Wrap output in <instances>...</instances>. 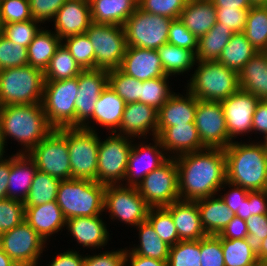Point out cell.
Here are the masks:
<instances>
[{
	"instance_id": "be15d7a7",
	"label": "cell",
	"mask_w": 267,
	"mask_h": 266,
	"mask_svg": "<svg viewBox=\"0 0 267 266\" xmlns=\"http://www.w3.org/2000/svg\"><path fill=\"white\" fill-rule=\"evenodd\" d=\"M247 235L248 229L245 220L234 216L217 236L227 239H245Z\"/></svg>"
},
{
	"instance_id": "83f0119b",
	"label": "cell",
	"mask_w": 267,
	"mask_h": 266,
	"mask_svg": "<svg viewBox=\"0 0 267 266\" xmlns=\"http://www.w3.org/2000/svg\"><path fill=\"white\" fill-rule=\"evenodd\" d=\"M25 221L47 242L50 236L66 227L61 208L56 201L25 207Z\"/></svg>"
},
{
	"instance_id": "ac0fdd59",
	"label": "cell",
	"mask_w": 267,
	"mask_h": 266,
	"mask_svg": "<svg viewBox=\"0 0 267 266\" xmlns=\"http://www.w3.org/2000/svg\"><path fill=\"white\" fill-rule=\"evenodd\" d=\"M154 143L133 144L128 157L127 172L124 178L125 185L137 187L144 177L161 166L169 157L167 156L160 139L152 137Z\"/></svg>"
},
{
	"instance_id": "b9f144b4",
	"label": "cell",
	"mask_w": 267,
	"mask_h": 266,
	"mask_svg": "<svg viewBox=\"0 0 267 266\" xmlns=\"http://www.w3.org/2000/svg\"><path fill=\"white\" fill-rule=\"evenodd\" d=\"M219 238L225 266H252L259 262L257 255L251 250L245 239Z\"/></svg>"
},
{
	"instance_id": "44dd1931",
	"label": "cell",
	"mask_w": 267,
	"mask_h": 266,
	"mask_svg": "<svg viewBox=\"0 0 267 266\" xmlns=\"http://www.w3.org/2000/svg\"><path fill=\"white\" fill-rule=\"evenodd\" d=\"M54 32L63 40L83 34L92 23L88 0H67L54 17Z\"/></svg>"
},
{
	"instance_id": "03108f58",
	"label": "cell",
	"mask_w": 267,
	"mask_h": 266,
	"mask_svg": "<svg viewBox=\"0 0 267 266\" xmlns=\"http://www.w3.org/2000/svg\"><path fill=\"white\" fill-rule=\"evenodd\" d=\"M77 252V250H67L63 253H58L52 258L48 266H84V255ZM83 255V256H82Z\"/></svg>"
},
{
	"instance_id": "d4e9b609",
	"label": "cell",
	"mask_w": 267,
	"mask_h": 266,
	"mask_svg": "<svg viewBox=\"0 0 267 266\" xmlns=\"http://www.w3.org/2000/svg\"><path fill=\"white\" fill-rule=\"evenodd\" d=\"M157 137L169 158L205 149L195 123L166 127Z\"/></svg>"
},
{
	"instance_id": "db71d44e",
	"label": "cell",
	"mask_w": 267,
	"mask_h": 266,
	"mask_svg": "<svg viewBox=\"0 0 267 266\" xmlns=\"http://www.w3.org/2000/svg\"><path fill=\"white\" fill-rule=\"evenodd\" d=\"M201 266H225L221 239L206 235L200 239Z\"/></svg>"
},
{
	"instance_id": "753ad0ef",
	"label": "cell",
	"mask_w": 267,
	"mask_h": 266,
	"mask_svg": "<svg viewBox=\"0 0 267 266\" xmlns=\"http://www.w3.org/2000/svg\"><path fill=\"white\" fill-rule=\"evenodd\" d=\"M5 146H7V145H5L4 137H3V134H2L1 128H0V159L6 158V157H4L5 156L4 153H6L5 152V148H6Z\"/></svg>"
},
{
	"instance_id": "f6af8a7d",
	"label": "cell",
	"mask_w": 267,
	"mask_h": 266,
	"mask_svg": "<svg viewBox=\"0 0 267 266\" xmlns=\"http://www.w3.org/2000/svg\"><path fill=\"white\" fill-rule=\"evenodd\" d=\"M62 43L82 70L95 69L93 45L86 33L66 37L62 40Z\"/></svg>"
},
{
	"instance_id": "c3c4849f",
	"label": "cell",
	"mask_w": 267,
	"mask_h": 266,
	"mask_svg": "<svg viewBox=\"0 0 267 266\" xmlns=\"http://www.w3.org/2000/svg\"><path fill=\"white\" fill-rule=\"evenodd\" d=\"M39 23V21L31 19L24 22L4 24L2 28V35L14 44H19L28 48V45L42 28V24Z\"/></svg>"
},
{
	"instance_id": "94428289",
	"label": "cell",
	"mask_w": 267,
	"mask_h": 266,
	"mask_svg": "<svg viewBox=\"0 0 267 266\" xmlns=\"http://www.w3.org/2000/svg\"><path fill=\"white\" fill-rule=\"evenodd\" d=\"M84 266H125V248L84 255Z\"/></svg>"
},
{
	"instance_id": "e7e4bbea",
	"label": "cell",
	"mask_w": 267,
	"mask_h": 266,
	"mask_svg": "<svg viewBox=\"0 0 267 266\" xmlns=\"http://www.w3.org/2000/svg\"><path fill=\"white\" fill-rule=\"evenodd\" d=\"M263 134V141L267 140V100H259L252 120V133Z\"/></svg>"
},
{
	"instance_id": "d6a6232c",
	"label": "cell",
	"mask_w": 267,
	"mask_h": 266,
	"mask_svg": "<svg viewBox=\"0 0 267 266\" xmlns=\"http://www.w3.org/2000/svg\"><path fill=\"white\" fill-rule=\"evenodd\" d=\"M91 20L96 24L124 26L138 6V0H88Z\"/></svg>"
},
{
	"instance_id": "bcb514c9",
	"label": "cell",
	"mask_w": 267,
	"mask_h": 266,
	"mask_svg": "<svg viewBox=\"0 0 267 266\" xmlns=\"http://www.w3.org/2000/svg\"><path fill=\"white\" fill-rule=\"evenodd\" d=\"M200 239L179 241L169 249L167 266H201Z\"/></svg>"
},
{
	"instance_id": "2644e50d",
	"label": "cell",
	"mask_w": 267,
	"mask_h": 266,
	"mask_svg": "<svg viewBox=\"0 0 267 266\" xmlns=\"http://www.w3.org/2000/svg\"><path fill=\"white\" fill-rule=\"evenodd\" d=\"M258 261L267 266V237L263 240L260 253L257 255Z\"/></svg>"
},
{
	"instance_id": "8c879c8a",
	"label": "cell",
	"mask_w": 267,
	"mask_h": 266,
	"mask_svg": "<svg viewBox=\"0 0 267 266\" xmlns=\"http://www.w3.org/2000/svg\"><path fill=\"white\" fill-rule=\"evenodd\" d=\"M0 266H18L0 247Z\"/></svg>"
},
{
	"instance_id": "ee69618b",
	"label": "cell",
	"mask_w": 267,
	"mask_h": 266,
	"mask_svg": "<svg viewBox=\"0 0 267 266\" xmlns=\"http://www.w3.org/2000/svg\"><path fill=\"white\" fill-rule=\"evenodd\" d=\"M108 85L125 104L139 102L142 81L126 75L119 68L108 70Z\"/></svg>"
},
{
	"instance_id": "f546056e",
	"label": "cell",
	"mask_w": 267,
	"mask_h": 266,
	"mask_svg": "<svg viewBox=\"0 0 267 266\" xmlns=\"http://www.w3.org/2000/svg\"><path fill=\"white\" fill-rule=\"evenodd\" d=\"M239 87L259 100H267V51L256 53L239 71Z\"/></svg>"
},
{
	"instance_id": "74e56055",
	"label": "cell",
	"mask_w": 267,
	"mask_h": 266,
	"mask_svg": "<svg viewBox=\"0 0 267 266\" xmlns=\"http://www.w3.org/2000/svg\"><path fill=\"white\" fill-rule=\"evenodd\" d=\"M234 33L230 28L216 22L215 25L198 39L196 61H216L223 48L227 45Z\"/></svg>"
},
{
	"instance_id": "11e5206c",
	"label": "cell",
	"mask_w": 267,
	"mask_h": 266,
	"mask_svg": "<svg viewBox=\"0 0 267 266\" xmlns=\"http://www.w3.org/2000/svg\"><path fill=\"white\" fill-rule=\"evenodd\" d=\"M2 28H3V24H2V21H1V17H0V35L2 34Z\"/></svg>"
},
{
	"instance_id": "e0dca14e",
	"label": "cell",
	"mask_w": 267,
	"mask_h": 266,
	"mask_svg": "<svg viewBox=\"0 0 267 266\" xmlns=\"http://www.w3.org/2000/svg\"><path fill=\"white\" fill-rule=\"evenodd\" d=\"M108 85V70L86 69L78 75L75 127H83L93 116L95 104Z\"/></svg>"
},
{
	"instance_id": "7a4b0ae2",
	"label": "cell",
	"mask_w": 267,
	"mask_h": 266,
	"mask_svg": "<svg viewBox=\"0 0 267 266\" xmlns=\"http://www.w3.org/2000/svg\"><path fill=\"white\" fill-rule=\"evenodd\" d=\"M226 181L248 191L267 190V144L265 141H232L225 149Z\"/></svg>"
},
{
	"instance_id": "7c38bea8",
	"label": "cell",
	"mask_w": 267,
	"mask_h": 266,
	"mask_svg": "<svg viewBox=\"0 0 267 266\" xmlns=\"http://www.w3.org/2000/svg\"><path fill=\"white\" fill-rule=\"evenodd\" d=\"M85 33L93 45L95 69L120 68L127 48L124 27L92 22Z\"/></svg>"
},
{
	"instance_id": "9a60e30c",
	"label": "cell",
	"mask_w": 267,
	"mask_h": 266,
	"mask_svg": "<svg viewBox=\"0 0 267 266\" xmlns=\"http://www.w3.org/2000/svg\"><path fill=\"white\" fill-rule=\"evenodd\" d=\"M46 241L24 220L0 234V247L18 266H38ZM39 263V264H38Z\"/></svg>"
},
{
	"instance_id": "6f0895ef",
	"label": "cell",
	"mask_w": 267,
	"mask_h": 266,
	"mask_svg": "<svg viewBox=\"0 0 267 266\" xmlns=\"http://www.w3.org/2000/svg\"><path fill=\"white\" fill-rule=\"evenodd\" d=\"M168 43L187 48L195 54L198 50L197 37L192 34L179 19L173 20L170 25Z\"/></svg>"
},
{
	"instance_id": "1f68e13d",
	"label": "cell",
	"mask_w": 267,
	"mask_h": 266,
	"mask_svg": "<svg viewBox=\"0 0 267 266\" xmlns=\"http://www.w3.org/2000/svg\"><path fill=\"white\" fill-rule=\"evenodd\" d=\"M202 228L206 235H218L235 216L216 195L196 200Z\"/></svg>"
},
{
	"instance_id": "2e32d148",
	"label": "cell",
	"mask_w": 267,
	"mask_h": 266,
	"mask_svg": "<svg viewBox=\"0 0 267 266\" xmlns=\"http://www.w3.org/2000/svg\"><path fill=\"white\" fill-rule=\"evenodd\" d=\"M194 123L205 148L225 149L232 142L221 102L197 99Z\"/></svg>"
},
{
	"instance_id": "f1b7e54d",
	"label": "cell",
	"mask_w": 267,
	"mask_h": 266,
	"mask_svg": "<svg viewBox=\"0 0 267 266\" xmlns=\"http://www.w3.org/2000/svg\"><path fill=\"white\" fill-rule=\"evenodd\" d=\"M37 170L35 162L28 154H12L7 198L24 203Z\"/></svg>"
},
{
	"instance_id": "603a6c76",
	"label": "cell",
	"mask_w": 267,
	"mask_h": 266,
	"mask_svg": "<svg viewBox=\"0 0 267 266\" xmlns=\"http://www.w3.org/2000/svg\"><path fill=\"white\" fill-rule=\"evenodd\" d=\"M173 93L158 110L157 136L166 128L194 123L197 98L186 89L185 96Z\"/></svg>"
},
{
	"instance_id": "4dcf8cb0",
	"label": "cell",
	"mask_w": 267,
	"mask_h": 266,
	"mask_svg": "<svg viewBox=\"0 0 267 266\" xmlns=\"http://www.w3.org/2000/svg\"><path fill=\"white\" fill-rule=\"evenodd\" d=\"M179 20L199 39L217 22L216 8L210 0H188Z\"/></svg>"
},
{
	"instance_id": "9c48e42d",
	"label": "cell",
	"mask_w": 267,
	"mask_h": 266,
	"mask_svg": "<svg viewBox=\"0 0 267 266\" xmlns=\"http://www.w3.org/2000/svg\"><path fill=\"white\" fill-rule=\"evenodd\" d=\"M173 19L154 15L138 6L124 24L127 47L157 50L168 42Z\"/></svg>"
},
{
	"instance_id": "816d5d0a",
	"label": "cell",
	"mask_w": 267,
	"mask_h": 266,
	"mask_svg": "<svg viewBox=\"0 0 267 266\" xmlns=\"http://www.w3.org/2000/svg\"><path fill=\"white\" fill-rule=\"evenodd\" d=\"M188 0H138V7L154 15L179 19Z\"/></svg>"
},
{
	"instance_id": "89a4df30",
	"label": "cell",
	"mask_w": 267,
	"mask_h": 266,
	"mask_svg": "<svg viewBox=\"0 0 267 266\" xmlns=\"http://www.w3.org/2000/svg\"><path fill=\"white\" fill-rule=\"evenodd\" d=\"M215 7L250 9L253 4L250 0H210Z\"/></svg>"
},
{
	"instance_id": "8fae6325",
	"label": "cell",
	"mask_w": 267,
	"mask_h": 266,
	"mask_svg": "<svg viewBox=\"0 0 267 266\" xmlns=\"http://www.w3.org/2000/svg\"><path fill=\"white\" fill-rule=\"evenodd\" d=\"M28 155L33 159L39 171L60 181L71 179L66 127L53 129Z\"/></svg>"
},
{
	"instance_id": "836d02e7",
	"label": "cell",
	"mask_w": 267,
	"mask_h": 266,
	"mask_svg": "<svg viewBox=\"0 0 267 266\" xmlns=\"http://www.w3.org/2000/svg\"><path fill=\"white\" fill-rule=\"evenodd\" d=\"M61 43L54 31L42 27L28 45V65L44 72Z\"/></svg>"
},
{
	"instance_id": "11a10c76",
	"label": "cell",
	"mask_w": 267,
	"mask_h": 266,
	"mask_svg": "<svg viewBox=\"0 0 267 266\" xmlns=\"http://www.w3.org/2000/svg\"><path fill=\"white\" fill-rule=\"evenodd\" d=\"M248 235L245 240L251 250L258 255L263 240L267 237V214L251 215L246 220Z\"/></svg>"
},
{
	"instance_id": "484cf974",
	"label": "cell",
	"mask_w": 267,
	"mask_h": 266,
	"mask_svg": "<svg viewBox=\"0 0 267 266\" xmlns=\"http://www.w3.org/2000/svg\"><path fill=\"white\" fill-rule=\"evenodd\" d=\"M164 208L172 215L180 241L199 240L206 236L196 201L179 199Z\"/></svg>"
},
{
	"instance_id": "ba28073f",
	"label": "cell",
	"mask_w": 267,
	"mask_h": 266,
	"mask_svg": "<svg viewBox=\"0 0 267 266\" xmlns=\"http://www.w3.org/2000/svg\"><path fill=\"white\" fill-rule=\"evenodd\" d=\"M110 134L104 141L99 136L96 181L104 185H117L124 181L129 153L135 140L115 132Z\"/></svg>"
},
{
	"instance_id": "3957f363",
	"label": "cell",
	"mask_w": 267,
	"mask_h": 266,
	"mask_svg": "<svg viewBox=\"0 0 267 266\" xmlns=\"http://www.w3.org/2000/svg\"><path fill=\"white\" fill-rule=\"evenodd\" d=\"M0 128L5 144L13 138L23 147L17 153L23 154H28L54 129L46 118L42 103L2 106Z\"/></svg>"
},
{
	"instance_id": "2a66077c",
	"label": "cell",
	"mask_w": 267,
	"mask_h": 266,
	"mask_svg": "<svg viewBox=\"0 0 267 266\" xmlns=\"http://www.w3.org/2000/svg\"><path fill=\"white\" fill-rule=\"evenodd\" d=\"M252 266H266V265H264V264L261 263V262H258V263L254 264V265H252Z\"/></svg>"
},
{
	"instance_id": "5b68a950",
	"label": "cell",
	"mask_w": 267,
	"mask_h": 266,
	"mask_svg": "<svg viewBox=\"0 0 267 266\" xmlns=\"http://www.w3.org/2000/svg\"><path fill=\"white\" fill-rule=\"evenodd\" d=\"M195 66L185 88L197 99L221 102L240 89L238 72L217 60L196 61Z\"/></svg>"
},
{
	"instance_id": "d6986e66",
	"label": "cell",
	"mask_w": 267,
	"mask_h": 266,
	"mask_svg": "<svg viewBox=\"0 0 267 266\" xmlns=\"http://www.w3.org/2000/svg\"><path fill=\"white\" fill-rule=\"evenodd\" d=\"M258 102L256 96L242 89L221 101L226 128L232 141L237 136L252 132V120Z\"/></svg>"
},
{
	"instance_id": "d590c367",
	"label": "cell",
	"mask_w": 267,
	"mask_h": 266,
	"mask_svg": "<svg viewBox=\"0 0 267 266\" xmlns=\"http://www.w3.org/2000/svg\"><path fill=\"white\" fill-rule=\"evenodd\" d=\"M157 52L167 76L183 75L192 70L196 63V54L193 51L168 42L158 48Z\"/></svg>"
},
{
	"instance_id": "a7ac6f4b",
	"label": "cell",
	"mask_w": 267,
	"mask_h": 266,
	"mask_svg": "<svg viewBox=\"0 0 267 266\" xmlns=\"http://www.w3.org/2000/svg\"><path fill=\"white\" fill-rule=\"evenodd\" d=\"M11 171V156L0 159V200L7 198L8 178Z\"/></svg>"
},
{
	"instance_id": "7bdbcfd3",
	"label": "cell",
	"mask_w": 267,
	"mask_h": 266,
	"mask_svg": "<svg viewBox=\"0 0 267 266\" xmlns=\"http://www.w3.org/2000/svg\"><path fill=\"white\" fill-rule=\"evenodd\" d=\"M169 77L171 76L142 81L139 102L159 110L174 93L169 86Z\"/></svg>"
},
{
	"instance_id": "f907efd6",
	"label": "cell",
	"mask_w": 267,
	"mask_h": 266,
	"mask_svg": "<svg viewBox=\"0 0 267 266\" xmlns=\"http://www.w3.org/2000/svg\"><path fill=\"white\" fill-rule=\"evenodd\" d=\"M25 220V206L21 201L0 200V234L11 230Z\"/></svg>"
},
{
	"instance_id": "f5cc1de1",
	"label": "cell",
	"mask_w": 267,
	"mask_h": 266,
	"mask_svg": "<svg viewBox=\"0 0 267 266\" xmlns=\"http://www.w3.org/2000/svg\"><path fill=\"white\" fill-rule=\"evenodd\" d=\"M0 17L3 25L33 19L29 0L0 1Z\"/></svg>"
},
{
	"instance_id": "30bf717a",
	"label": "cell",
	"mask_w": 267,
	"mask_h": 266,
	"mask_svg": "<svg viewBox=\"0 0 267 266\" xmlns=\"http://www.w3.org/2000/svg\"><path fill=\"white\" fill-rule=\"evenodd\" d=\"M71 179L96 181L99 136L97 131L82 127H66Z\"/></svg>"
},
{
	"instance_id": "680465c9",
	"label": "cell",
	"mask_w": 267,
	"mask_h": 266,
	"mask_svg": "<svg viewBox=\"0 0 267 266\" xmlns=\"http://www.w3.org/2000/svg\"><path fill=\"white\" fill-rule=\"evenodd\" d=\"M267 214V190L249 191L241 206V213L235 216L246 220L251 215Z\"/></svg>"
},
{
	"instance_id": "8d00e7d4",
	"label": "cell",
	"mask_w": 267,
	"mask_h": 266,
	"mask_svg": "<svg viewBox=\"0 0 267 266\" xmlns=\"http://www.w3.org/2000/svg\"><path fill=\"white\" fill-rule=\"evenodd\" d=\"M256 53L258 51L247 40L243 32L234 33L217 61L239 73Z\"/></svg>"
},
{
	"instance_id": "cb8c5ba5",
	"label": "cell",
	"mask_w": 267,
	"mask_h": 266,
	"mask_svg": "<svg viewBox=\"0 0 267 266\" xmlns=\"http://www.w3.org/2000/svg\"><path fill=\"white\" fill-rule=\"evenodd\" d=\"M98 216L74 217L66 220V230L84 248L93 250L105 247L110 240L109 231L103 218ZM97 247V248H96Z\"/></svg>"
},
{
	"instance_id": "60d3db41",
	"label": "cell",
	"mask_w": 267,
	"mask_h": 266,
	"mask_svg": "<svg viewBox=\"0 0 267 266\" xmlns=\"http://www.w3.org/2000/svg\"><path fill=\"white\" fill-rule=\"evenodd\" d=\"M60 180L37 170L32 181L25 207H34L40 204L56 201Z\"/></svg>"
},
{
	"instance_id": "8992f818",
	"label": "cell",
	"mask_w": 267,
	"mask_h": 266,
	"mask_svg": "<svg viewBox=\"0 0 267 266\" xmlns=\"http://www.w3.org/2000/svg\"><path fill=\"white\" fill-rule=\"evenodd\" d=\"M44 83V72L30 65L1 70V107L42 103Z\"/></svg>"
},
{
	"instance_id": "7402d4cb",
	"label": "cell",
	"mask_w": 267,
	"mask_h": 266,
	"mask_svg": "<svg viewBox=\"0 0 267 266\" xmlns=\"http://www.w3.org/2000/svg\"><path fill=\"white\" fill-rule=\"evenodd\" d=\"M119 69L139 81L167 76L157 50L146 48L127 47Z\"/></svg>"
},
{
	"instance_id": "34e18365",
	"label": "cell",
	"mask_w": 267,
	"mask_h": 266,
	"mask_svg": "<svg viewBox=\"0 0 267 266\" xmlns=\"http://www.w3.org/2000/svg\"><path fill=\"white\" fill-rule=\"evenodd\" d=\"M253 5H267V0H250Z\"/></svg>"
},
{
	"instance_id": "f35d334b",
	"label": "cell",
	"mask_w": 267,
	"mask_h": 266,
	"mask_svg": "<svg viewBox=\"0 0 267 266\" xmlns=\"http://www.w3.org/2000/svg\"><path fill=\"white\" fill-rule=\"evenodd\" d=\"M243 33L258 52L267 51V5L249 9Z\"/></svg>"
},
{
	"instance_id": "52a82bcc",
	"label": "cell",
	"mask_w": 267,
	"mask_h": 266,
	"mask_svg": "<svg viewBox=\"0 0 267 266\" xmlns=\"http://www.w3.org/2000/svg\"><path fill=\"white\" fill-rule=\"evenodd\" d=\"M78 93V76L45 81L42 105L49 124L54 129L75 127V101Z\"/></svg>"
},
{
	"instance_id": "91938a15",
	"label": "cell",
	"mask_w": 267,
	"mask_h": 266,
	"mask_svg": "<svg viewBox=\"0 0 267 266\" xmlns=\"http://www.w3.org/2000/svg\"><path fill=\"white\" fill-rule=\"evenodd\" d=\"M67 0H29L32 18L40 24L54 20L57 11ZM52 19V20H51Z\"/></svg>"
},
{
	"instance_id": "ab89813d",
	"label": "cell",
	"mask_w": 267,
	"mask_h": 266,
	"mask_svg": "<svg viewBox=\"0 0 267 266\" xmlns=\"http://www.w3.org/2000/svg\"><path fill=\"white\" fill-rule=\"evenodd\" d=\"M81 71L82 69L76 63L75 58L61 43L44 71V79L45 81L65 80L78 76Z\"/></svg>"
},
{
	"instance_id": "681fc988",
	"label": "cell",
	"mask_w": 267,
	"mask_h": 266,
	"mask_svg": "<svg viewBox=\"0 0 267 266\" xmlns=\"http://www.w3.org/2000/svg\"><path fill=\"white\" fill-rule=\"evenodd\" d=\"M28 65L27 48L14 44L4 35H0V68L23 67Z\"/></svg>"
},
{
	"instance_id": "003e7915",
	"label": "cell",
	"mask_w": 267,
	"mask_h": 266,
	"mask_svg": "<svg viewBox=\"0 0 267 266\" xmlns=\"http://www.w3.org/2000/svg\"><path fill=\"white\" fill-rule=\"evenodd\" d=\"M167 266V261L143 257L129 252L125 247V266Z\"/></svg>"
},
{
	"instance_id": "4316f807",
	"label": "cell",
	"mask_w": 267,
	"mask_h": 266,
	"mask_svg": "<svg viewBox=\"0 0 267 266\" xmlns=\"http://www.w3.org/2000/svg\"><path fill=\"white\" fill-rule=\"evenodd\" d=\"M125 105L124 100L107 85L95 104L92 118L82 128L96 131L95 127L91 126L93 120L95 124L111 130L110 133L116 132L121 125Z\"/></svg>"
},
{
	"instance_id": "e575fe53",
	"label": "cell",
	"mask_w": 267,
	"mask_h": 266,
	"mask_svg": "<svg viewBox=\"0 0 267 266\" xmlns=\"http://www.w3.org/2000/svg\"><path fill=\"white\" fill-rule=\"evenodd\" d=\"M139 237V244H134L128 251L136 255L153 258L160 261H167L170 246L166 244L155 232L152 225L146 220L136 226ZM137 247H136V246Z\"/></svg>"
},
{
	"instance_id": "277c9868",
	"label": "cell",
	"mask_w": 267,
	"mask_h": 266,
	"mask_svg": "<svg viewBox=\"0 0 267 266\" xmlns=\"http://www.w3.org/2000/svg\"><path fill=\"white\" fill-rule=\"evenodd\" d=\"M106 185L88 179H69L59 183L56 202L66 220L102 215Z\"/></svg>"
},
{
	"instance_id": "ffe728a7",
	"label": "cell",
	"mask_w": 267,
	"mask_h": 266,
	"mask_svg": "<svg viewBox=\"0 0 267 266\" xmlns=\"http://www.w3.org/2000/svg\"><path fill=\"white\" fill-rule=\"evenodd\" d=\"M157 124L158 110L140 102L129 103L125 105L121 125L115 133L133 139L143 136L147 141L148 133L157 137Z\"/></svg>"
},
{
	"instance_id": "6125c7cd",
	"label": "cell",
	"mask_w": 267,
	"mask_h": 266,
	"mask_svg": "<svg viewBox=\"0 0 267 266\" xmlns=\"http://www.w3.org/2000/svg\"><path fill=\"white\" fill-rule=\"evenodd\" d=\"M228 185L229 191L224 193V195H219L220 198L224 201V203L230 208L232 212L241 213V206L244 203L245 199L248 197V190L242 188L241 186H237L231 184L229 182H225L224 186L221 188L224 189Z\"/></svg>"
},
{
	"instance_id": "6da1fadb",
	"label": "cell",
	"mask_w": 267,
	"mask_h": 266,
	"mask_svg": "<svg viewBox=\"0 0 267 266\" xmlns=\"http://www.w3.org/2000/svg\"><path fill=\"white\" fill-rule=\"evenodd\" d=\"M180 200L218 195L226 182L224 149L205 148L175 157Z\"/></svg>"
},
{
	"instance_id": "7dc6e473",
	"label": "cell",
	"mask_w": 267,
	"mask_h": 266,
	"mask_svg": "<svg viewBox=\"0 0 267 266\" xmlns=\"http://www.w3.org/2000/svg\"><path fill=\"white\" fill-rule=\"evenodd\" d=\"M146 220L170 247L180 241L172 215L164 207L150 208Z\"/></svg>"
},
{
	"instance_id": "9f6ffc18",
	"label": "cell",
	"mask_w": 267,
	"mask_h": 266,
	"mask_svg": "<svg viewBox=\"0 0 267 266\" xmlns=\"http://www.w3.org/2000/svg\"><path fill=\"white\" fill-rule=\"evenodd\" d=\"M217 22L230 28L233 33L243 32L249 9L215 7Z\"/></svg>"
},
{
	"instance_id": "4fadbf2b",
	"label": "cell",
	"mask_w": 267,
	"mask_h": 266,
	"mask_svg": "<svg viewBox=\"0 0 267 266\" xmlns=\"http://www.w3.org/2000/svg\"><path fill=\"white\" fill-rule=\"evenodd\" d=\"M178 181L176 160L170 157L147 174L136 188L150 208H161L180 199Z\"/></svg>"
},
{
	"instance_id": "5bb4252c",
	"label": "cell",
	"mask_w": 267,
	"mask_h": 266,
	"mask_svg": "<svg viewBox=\"0 0 267 266\" xmlns=\"http://www.w3.org/2000/svg\"><path fill=\"white\" fill-rule=\"evenodd\" d=\"M123 184L106 185L104 211L109 212L112 221H120L134 228L146 221L150 207L136 187ZM114 219V220H113Z\"/></svg>"
}]
</instances>
